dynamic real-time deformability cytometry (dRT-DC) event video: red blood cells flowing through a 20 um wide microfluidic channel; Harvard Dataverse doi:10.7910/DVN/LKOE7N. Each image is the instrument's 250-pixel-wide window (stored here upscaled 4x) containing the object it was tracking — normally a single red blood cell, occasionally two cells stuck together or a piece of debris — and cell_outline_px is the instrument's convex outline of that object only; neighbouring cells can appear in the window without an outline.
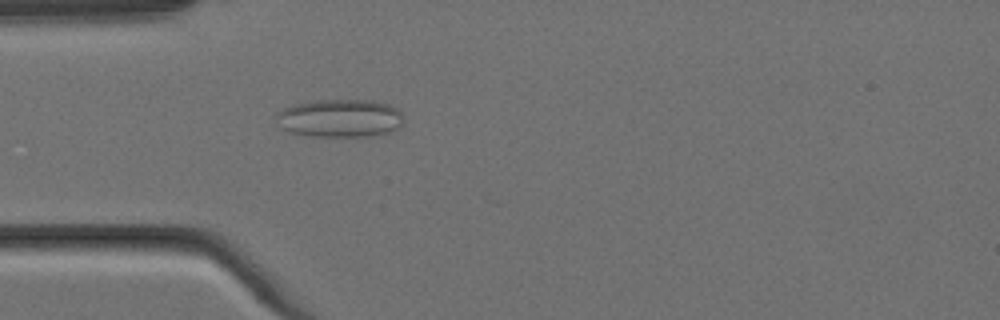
{"species": "Egyptian fruit bat (a non-hibernating species)", "species_latin": "Rousettus aegyptiacus", "temperature_condition": "cold", "stored_images_in_passage": 5, "camera_frame_rate_fps": 3000, "um_per_image_px": 0.085, "animal": {"sex": "female"}, "frame": {"image": 1, "passage_image": 4, "time_ms": 1.0, "image_size_px": [1000, 320], "cell_outline_px": [[404, 124], [388, 132], [368, 136], [312, 136], [292, 132], [280, 128], [272, 116], [276, 112], [292, 104], [320, 100], [372, 100], [388, 104], [396, 108], [400, 112], [404, 120]], "centroid_in_image_um": [28.84, 10.04], "position_along_channel_um": 56.2, "area_um2": 28.44}}